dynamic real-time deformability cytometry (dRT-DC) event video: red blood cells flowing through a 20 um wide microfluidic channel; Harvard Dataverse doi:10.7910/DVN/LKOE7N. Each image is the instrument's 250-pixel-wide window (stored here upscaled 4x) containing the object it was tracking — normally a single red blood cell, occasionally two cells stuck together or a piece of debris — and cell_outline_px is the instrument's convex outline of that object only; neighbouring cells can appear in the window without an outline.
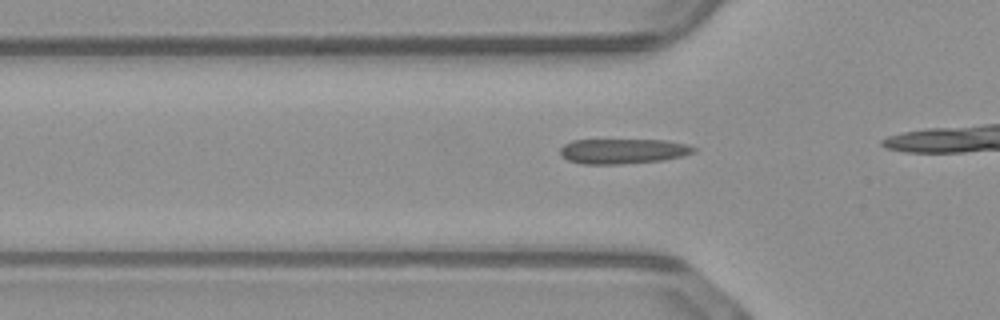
{"species": "common noctule bat (a hibernating species)", "species_latin": "Nyctalus noctula", "temperature_condition": "warm", "stored_images_in_passage": 12, "camera_frame_rate_fps": 3000, "um_per_image_px": 0.085, "animal": {"sex": "male", "body_mass_g": 23.1, "forearm_length_mm": 52.7}, "frame": {"image": 1, "passage_image": 7, "time_ms": 2.0, "image_size_px": [1000, 320], "cell_outline_px": [[696, 152], [684, 156], [664, 160], [620, 164], [580, 164], [568, 160], [560, 152], [560, 148], [564, 144], [572, 140], [668, 140], [688, 144], [696, 148]], "centroid_in_image_um": [53.0, 12.85], "position_along_channel_um": 72.8, "area_um2": 19.65}}
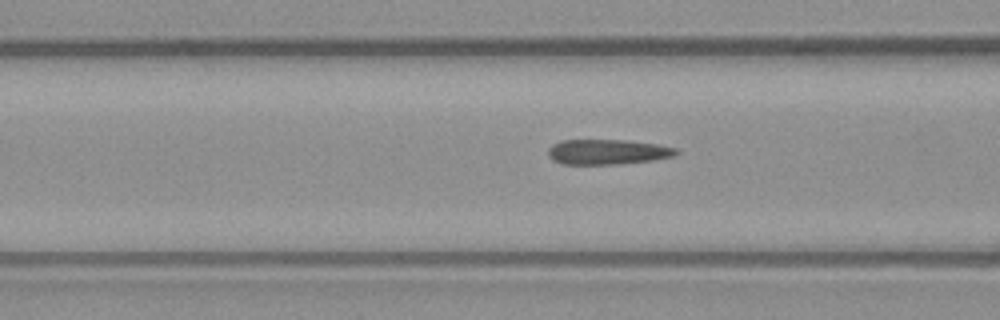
{"frame": {"image": 2, "passage_image": 10, "time_ms": 3.0, "image_size_px": [1000, 320], "cell_outline_px": [[680, 152], [676, 156], [652, 160], [620, 164], [564, 164], [552, 160], [548, 156], [548, 148], [552, 144], [560, 140], [624, 140], [656, 144], [676, 148]], "centroid_in_image_um": [51.63, 12.91], "position_along_channel_um": 115.0, "area_um2": 18.84}}